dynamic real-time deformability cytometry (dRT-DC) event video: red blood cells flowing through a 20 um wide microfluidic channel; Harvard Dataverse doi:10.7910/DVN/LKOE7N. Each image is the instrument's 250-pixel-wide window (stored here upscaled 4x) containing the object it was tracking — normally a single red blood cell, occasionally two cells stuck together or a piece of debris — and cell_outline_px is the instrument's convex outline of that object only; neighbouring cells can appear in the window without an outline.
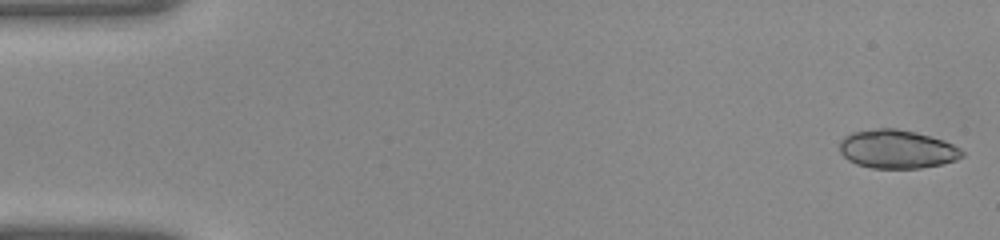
{"species": "common noctule bat (a hibernating species)", "species_latin": "Nyctalus noctula", "temperature_condition": "warm", "stored_images_in_passage": 15, "camera_frame_rate_fps": 3000, "um_per_image_px": 0.085, "animal": {"sex": "female", "body_mass_g": 22.0, "forearm_length_mm": 56.7}, "frame": {"image": 1, "passage_image": 1, "time_ms": 0.0, "image_size_px": [1000, 240], "cell_outline_px": [[964, 156], [956, 160], [940, 164], [920, 168], [872, 168], [856, 164], [848, 160], [840, 152], [840, 140], [844, 136], [852, 132], [876, 128], [896, 128], [944, 140], [960, 148], [964, 152]], "centroid_in_image_um": [76.23, 12.68], "position_along_channel_um": 8.8, "area_um2": 27.46}}
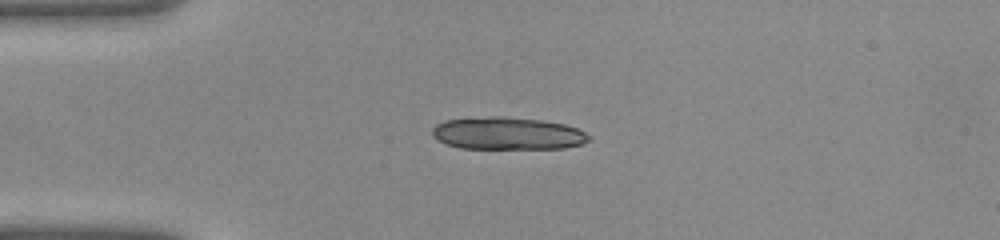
{"frame": {"image": 2, "passage_image": 10, "time_ms": 3.0, "image_size_px": [1000, 240], "cell_outline_px": [[592, 140], [580, 144], [564, 148], [460, 148], [444, 144], [432, 136], [432, 128], [436, 124], [444, 120], [492, 116], [500, 116], [540, 120], [564, 124], [576, 128], [592, 136]], "centroid_in_image_um": [43.12, 11.34], "position_along_channel_um": 41.9, "area_um2": 29.65}}